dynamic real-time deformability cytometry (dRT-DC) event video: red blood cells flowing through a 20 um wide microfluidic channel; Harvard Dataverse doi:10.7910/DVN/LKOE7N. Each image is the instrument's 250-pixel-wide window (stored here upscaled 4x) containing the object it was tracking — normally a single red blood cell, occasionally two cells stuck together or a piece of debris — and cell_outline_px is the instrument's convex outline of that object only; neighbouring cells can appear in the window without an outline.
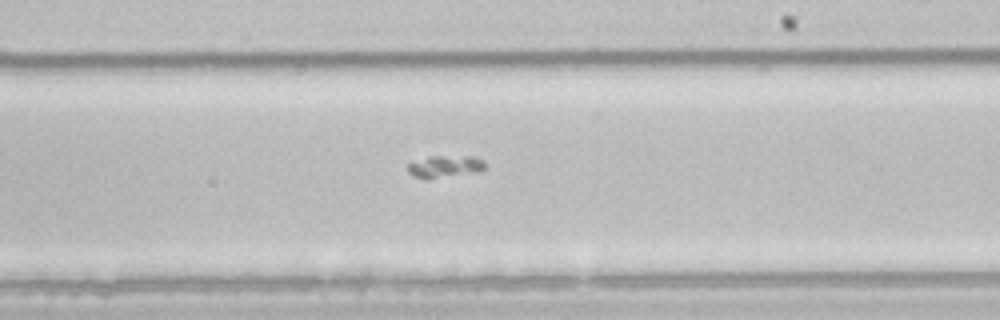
{"species": "common noctule bat (a hibernating species)", "species_latin": "Nyctalus noctula", "temperature_condition": "room temperature", "stored_images_in_passage": 52, "camera_frame_rate_fps": 3000, "um_per_image_px": 0.085, "animal": {"sex": "male", "body_mass_g": 21.5, "forearm_length_mm": 52.0}, "frame": {"image": 1, "passage_image": 32, "time_ms": 10.333, "image_size_px": [1000, 320], "cell_outline_px": [[484, 168], [480, 172], [428, 180], [424, 180], [412, 176], [408, 172], [408, 164], [428, 156], [476, 156], [484, 160]], "centroid_in_image_um": [37.83, 14.17], "position_along_channel_um": 251.2, "area_um2": 10.35}}